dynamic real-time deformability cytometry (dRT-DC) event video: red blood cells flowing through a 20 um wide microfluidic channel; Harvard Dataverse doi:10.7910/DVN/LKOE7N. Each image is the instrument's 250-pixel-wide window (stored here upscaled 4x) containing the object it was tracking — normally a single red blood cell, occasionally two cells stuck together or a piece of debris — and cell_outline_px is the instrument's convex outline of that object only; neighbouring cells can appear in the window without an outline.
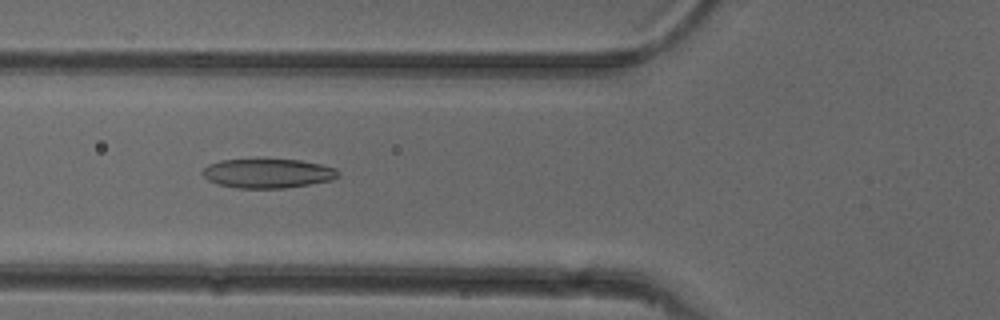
{"species": "common noctule bat (a hibernating species)", "species_latin": "Nyctalus noctula", "temperature_condition": "cold", "stored_images_in_passage": 51, "camera_frame_rate_fps": 3000, "um_per_image_px": 0.085, "animal": {"sex": "female"}, "frame": {"image": 1, "passage_image": 19, "time_ms": 6.0, "image_size_px": [1000, 320], "cell_outline_px": [[340, 176], [332, 180], [284, 188], [236, 188], [220, 184], [208, 180], [200, 172], [208, 164], [220, 160], [300, 160], [320, 164], [336, 168], [340, 172]], "centroid_in_image_um": [22.77, 14.74], "position_along_channel_um": 103.0, "area_um2": 23.0}}
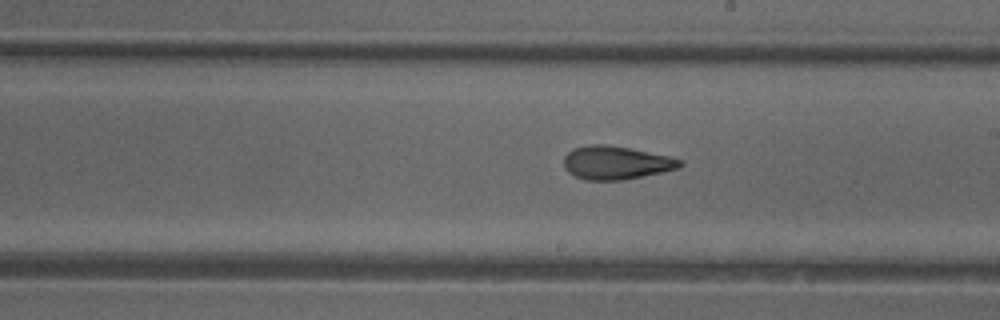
{"frame": {"image": 2, "passage_image": 29, "time_ms": 9.333, "image_size_px": [1000, 320], "cell_outline_px": [[684, 164], [680, 168], [624, 180], [588, 180], [576, 176], [568, 172], [564, 168], [564, 156], [572, 148], [592, 144], [604, 144], [632, 148], [668, 156], [680, 160]], "centroid_in_image_um": [52.35, 13.82], "position_along_channel_um": 236.6, "area_um2": 22.6}}
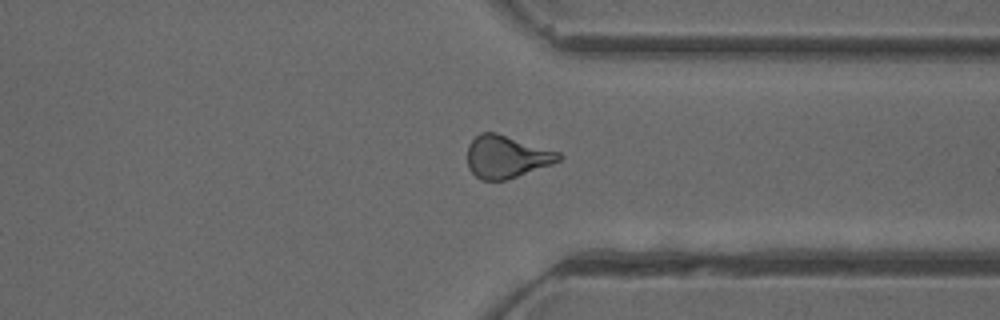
{"frame": {"image": 3, "passage_image": 39, "time_ms": 12.667, "image_size_px": [1000, 320], "cell_outline_px": [[564, 156], [560, 160], [552, 164], [504, 180], [480, 180], [468, 168], [468, 144], [480, 132], [496, 132], [560, 152]], "centroid_in_image_um": [43.05, 13.31], "position_along_channel_um": 368.4, "area_um2": 22.54}, "authors_computed_cell_mechanics": {"area_um2": 22.7732, "velocity_mm_per_s": 3.9885, "shape_relaxation_time_tau1_ms": 6.975, "shape_relaxation_time_tau2_ms": 2.4657, "deformation_change_tau1": 0.1984, "deformation_change_tau2": 0.1078}}